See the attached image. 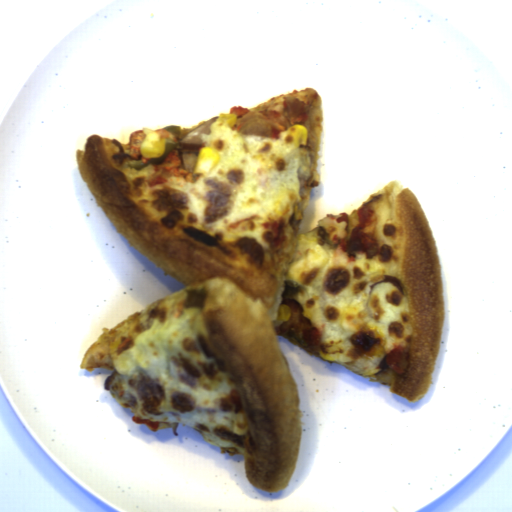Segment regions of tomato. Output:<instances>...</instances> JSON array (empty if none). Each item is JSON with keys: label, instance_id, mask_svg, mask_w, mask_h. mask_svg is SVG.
Listing matches in <instances>:
<instances>
[{"label": "tomato", "instance_id": "tomato-1", "mask_svg": "<svg viewBox=\"0 0 512 512\" xmlns=\"http://www.w3.org/2000/svg\"><path fill=\"white\" fill-rule=\"evenodd\" d=\"M403 353L404 348L400 346L388 352L385 356V364L388 365L395 373L400 375L405 372V370L399 366V364L403 362Z\"/></svg>", "mask_w": 512, "mask_h": 512}, {"label": "tomato", "instance_id": "tomato-2", "mask_svg": "<svg viewBox=\"0 0 512 512\" xmlns=\"http://www.w3.org/2000/svg\"><path fill=\"white\" fill-rule=\"evenodd\" d=\"M132 421L135 424H146L147 426H149L151 428L152 431H157V429L159 427V421L151 422L150 420H147V419H141L137 415H134V417L132 418Z\"/></svg>", "mask_w": 512, "mask_h": 512}, {"label": "tomato", "instance_id": "tomato-3", "mask_svg": "<svg viewBox=\"0 0 512 512\" xmlns=\"http://www.w3.org/2000/svg\"><path fill=\"white\" fill-rule=\"evenodd\" d=\"M167 181H168V180H166L165 178H162V177H160V176H159V177H157L156 179H154V180L150 183L149 187H153V186H155L156 184H162V183H165V182H167Z\"/></svg>", "mask_w": 512, "mask_h": 512}]
</instances>
